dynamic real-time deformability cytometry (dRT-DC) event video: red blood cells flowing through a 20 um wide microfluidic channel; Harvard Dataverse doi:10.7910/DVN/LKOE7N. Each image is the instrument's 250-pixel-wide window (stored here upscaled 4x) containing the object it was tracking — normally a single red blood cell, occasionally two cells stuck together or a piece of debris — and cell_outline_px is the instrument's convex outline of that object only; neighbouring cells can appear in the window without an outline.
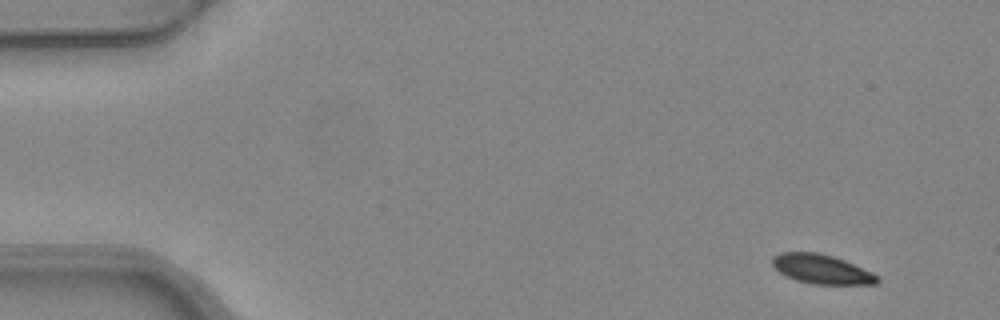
{"species": "common noctule bat (a hibernating species)", "species_latin": "Nyctalus noctula", "temperature_condition": "warm", "stored_images_in_passage": 7, "camera_frame_rate_fps": 3000, "um_per_image_px": 0.085, "animal": {"sex": "female", "body_mass_g": 24.6, "forearm_length_mm": 56.2}, "frame": {"image": 1, "passage_image": 1, "time_ms": 0.0, "image_size_px": [1000, 320], "cell_outline_px": [[880, 280], [876, 284], [812, 284], [796, 280], [784, 276], [772, 264], [772, 256], [780, 252], [816, 252], [832, 256], [844, 260], [872, 272], [880, 276]], "centroid_in_image_um": [69.83, 22.88], "position_along_channel_um": 15.2, "area_um2": 17.98}}
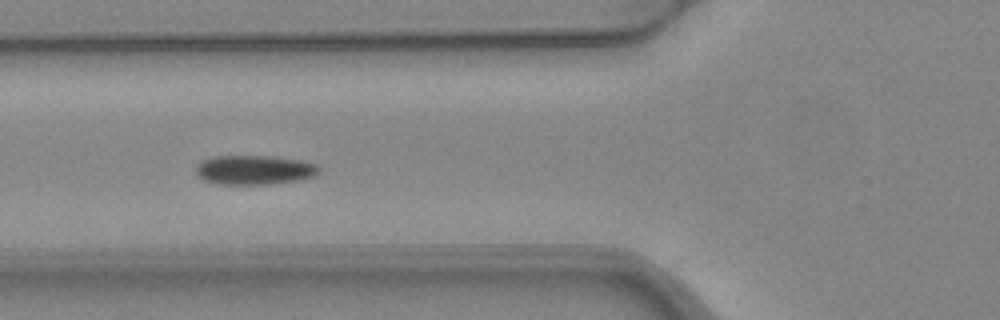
{"frame": {"image": 2, "passage_image": 5, "time_ms": 1.333, "image_size_px": [1000, 320], "cell_outline_px": [[320, 172], [312, 176], [300, 180], [268, 184], [220, 184], [204, 180], [196, 176], [196, 164], [212, 156], [272, 156], [300, 160], [316, 164], [320, 168]], "centroid_in_image_um": [21.6, 14.44], "position_along_channel_um": 104.2, "area_um2": 21.1}}
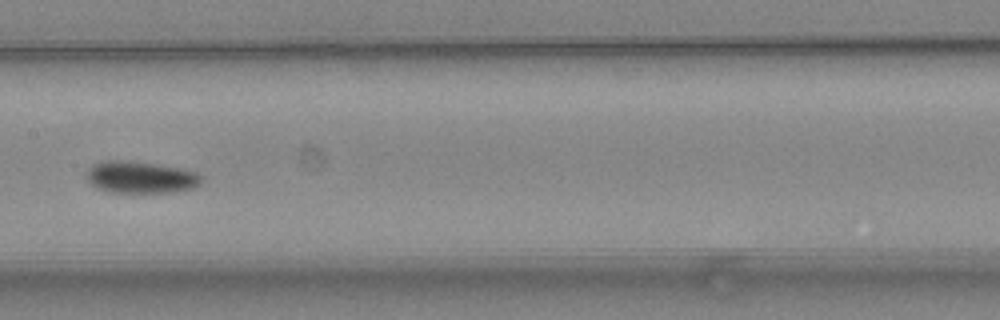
{"frame": {"image": 3, "passage_image": 7, "time_ms": 2.0, "image_size_px": [1000, 320], "cell_outline_px": [[204, 180], [200, 184], [192, 188], [176, 192], [108, 192], [96, 188], [88, 180], [84, 172], [92, 164], [104, 160], [128, 160], [156, 164], [180, 168], [196, 172], [204, 176]], "centroid_in_image_um": [11.94, 15.06], "position_along_channel_um": 195.5, "area_um2": 21.73}}